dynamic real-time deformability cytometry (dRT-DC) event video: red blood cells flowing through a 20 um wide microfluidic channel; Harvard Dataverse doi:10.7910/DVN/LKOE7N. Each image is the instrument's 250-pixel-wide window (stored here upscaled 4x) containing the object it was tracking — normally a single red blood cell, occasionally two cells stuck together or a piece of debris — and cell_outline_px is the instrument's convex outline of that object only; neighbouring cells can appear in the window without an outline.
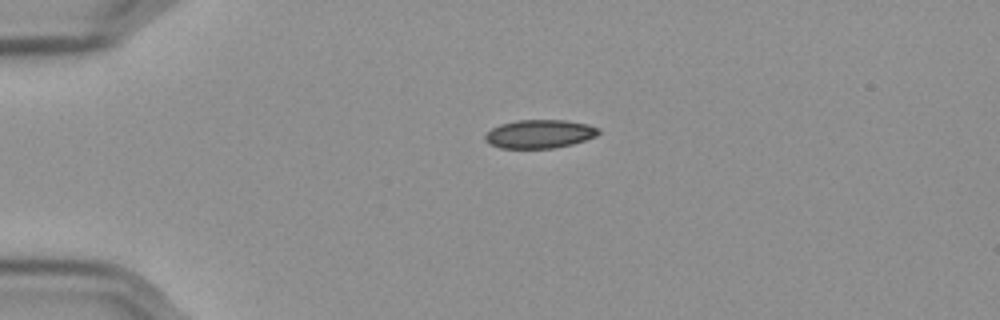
{"species": "Egyptian fruit bat (a non-hibernating species)", "species_latin": "Rousettus aegyptiacus", "temperature_condition": "cold", "stored_images_in_passage": 44, "camera_frame_rate_fps": 3000, "um_per_image_px": 0.085, "frame": {"image": 1, "passage_image": 1, "time_ms": 0.0, "image_size_px": [1000, 320], "cell_outline_px": [[600, 132], [596, 136], [572, 144], [552, 148], [500, 148], [488, 144], [484, 140], [484, 136], [492, 128], [500, 124], [516, 120], [564, 120], [588, 124], [600, 128]], "centroid_in_image_um": [45.84, 11.38], "position_along_channel_um": 39.2, "area_um2": 18.9}}
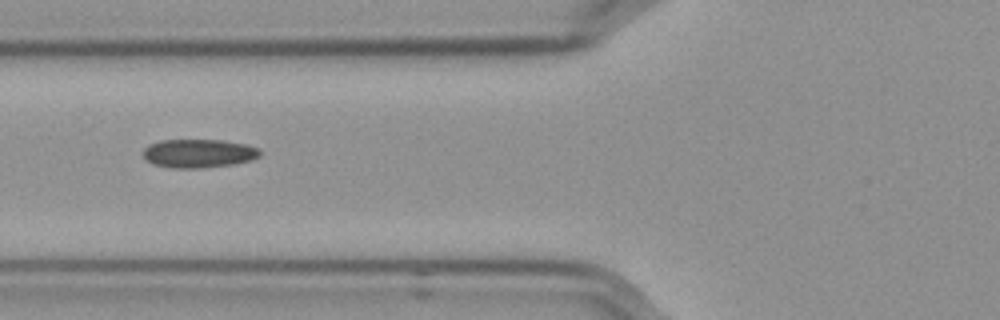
{"frame": {"image": 2, "passage_image": 10, "time_ms": 3.0, "image_size_px": [1000, 320], "cell_outline_px": [[260, 156], [252, 160], [232, 164], [200, 168], [172, 168], [152, 164], [144, 156], [144, 148], [148, 144], [160, 140], [224, 140], [248, 144], [260, 148]], "centroid_in_image_um": [16.91, 13.03], "position_along_channel_um": 108.9, "area_um2": 19.59}}
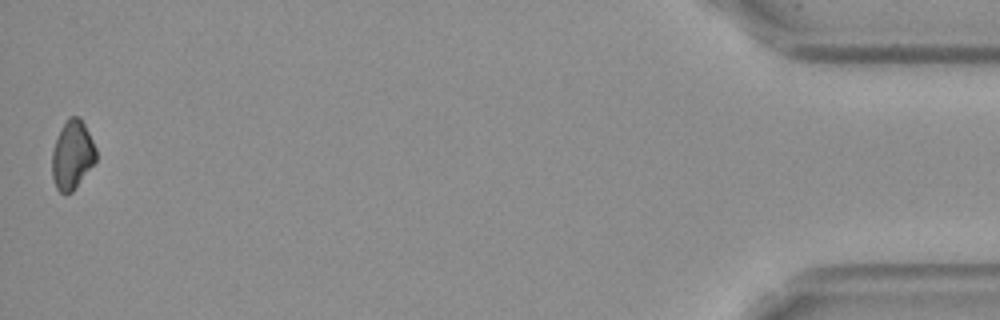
{"frame": {"image": 3, "passage_image": 44, "time_ms": 14.333, "image_size_px": [1000, 320], "cell_outline_px": [[96, 160], [72, 192], [60, 192], [56, 188], [52, 176], [52, 152], [56, 140], [68, 116], [80, 116], [96, 148]], "centroid_in_image_um": [6.14, 13.16], "position_along_channel_um": 429.1, "area_um2": 17.28}, "authors_computed_cell_mechanics": {"area_um2": 18.9873, "velocity_mm_per_s": 3.5846, "shape_relaxation_time_tau1_ms": 4.3669, "shape_relaxation_time_tau2_ms": 9.7297, "deformation_change_tau1": 0.0965, "deformation_change_tau2": 0.1355}}